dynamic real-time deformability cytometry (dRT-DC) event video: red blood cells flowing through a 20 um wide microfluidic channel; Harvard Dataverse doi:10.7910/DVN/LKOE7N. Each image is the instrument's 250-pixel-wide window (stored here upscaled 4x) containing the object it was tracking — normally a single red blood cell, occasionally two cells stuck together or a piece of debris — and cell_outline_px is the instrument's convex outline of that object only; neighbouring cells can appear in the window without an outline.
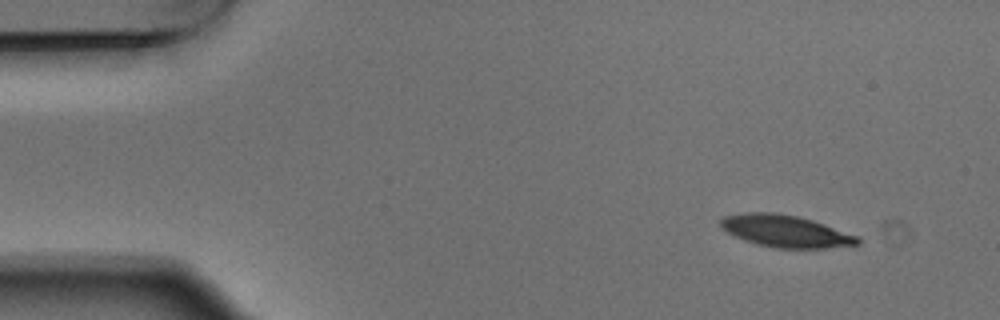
{"species": "Egyptian fruit bat (a non-hibernating species)", "species_latin": "Rousettus aegyptiacus", "temperature_condition": "warm", "stored_images_in_passage": 5, "camera_frame_rate_fps": 3000, "um_per_image_px": 0.085, "animal": {"sex": "male"}, "frame": {"image": 1, "passage_image": 1, "time_ms": 0.0, "image_size_px": [1000, 320], "cell_outline_px": [[860, 244], [824, 248], [776, 248], [756, 244], [744, 240], [720, 228], [720, 220], [724, 216], [744, 212], [776, 212], [796, 216], [812, 220], [860, 236]], "centroid_in_image_um": [66.77, 19.64], "position_along_channel_um": 18.2, "area_um2": 25.66}}
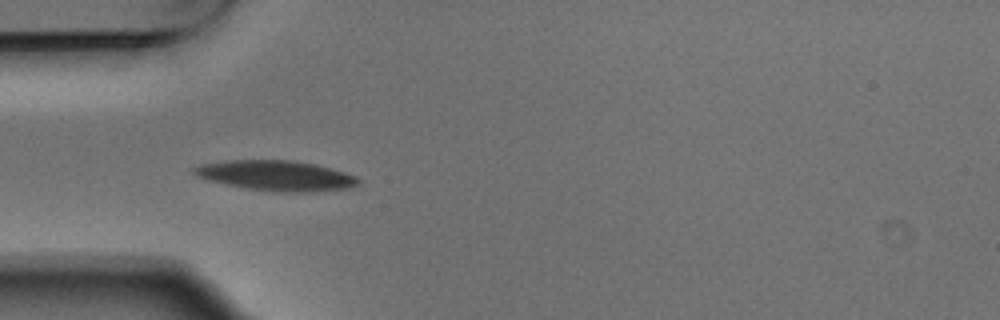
{"frame": {"image": 2, "passage_image": 4, "time_ms": 1.0, "image_size_px": [1000, 320], "cell_outline_px": [[360, 184], [352, 188], [308, 192], [280, 192], [248, 188], [228, 184], [196, 176], [192, 172], [192, 168], [200, 164], [228, 160], [292, 160], [316, 164], [332, 168], [356, 176], [360, 180]], "centroid_in_image_um": [23.53, 14.92], "position_along_channel_um": 61.5, "area_um2": 28.84}}
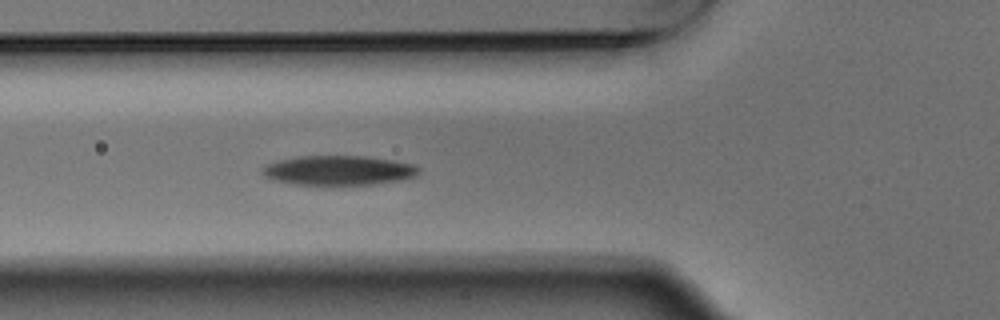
{"frame": {"image": 3, "passage_image": 5, "time_ms": 1.333, "image_size_px": [1000, 320], "cell_outline_px": [[420, 172], [416, 176], [400, 180], [376, 184], [288, 184], [264, 176], [260, 172], [260, 168], [268, 164], [280, 160], [296, 156], [368, 156], [392, 160], [412, 164], [420, 168]], "centroid_in_image_um": [28.77, 14.47], "position_along_channel_um": 97.0, "area_um2": 26.93}}